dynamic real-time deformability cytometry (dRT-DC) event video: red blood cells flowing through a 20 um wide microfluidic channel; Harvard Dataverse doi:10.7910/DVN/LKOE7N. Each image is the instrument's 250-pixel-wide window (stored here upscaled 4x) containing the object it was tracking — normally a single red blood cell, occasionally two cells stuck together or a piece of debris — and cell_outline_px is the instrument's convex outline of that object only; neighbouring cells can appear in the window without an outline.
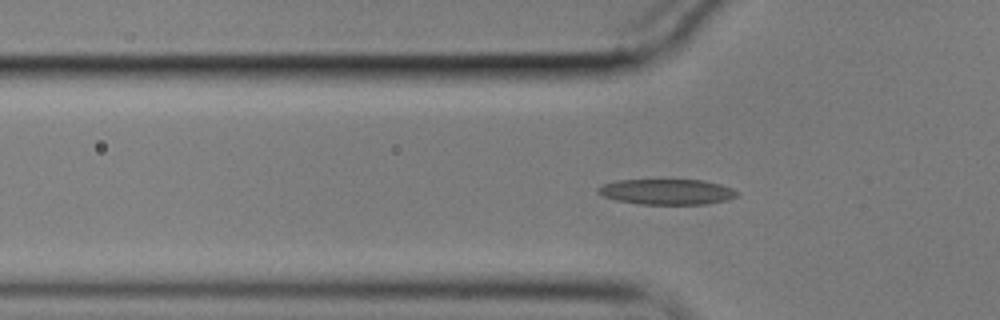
{"species": "common noctule bat (a hibernating species)", "species_latin": "Nyctalus noctula", "temperature_condition": "cold", "stored_images_in_passage": 43, "camera_frame_rate_fps": 3000, "um_per_image_px": 0.085, "animal": {"sex": "male", "body_mass_g": 17.9}, "frame": {"image": 1, "passage_image": 3, "time_ms": 0.667, "image_size_px": [1000, 320], "cell_outline_px": [[740, 192], [736, 196], [728, 200], [704, 204], [640, 204], [616, 200], [604, 196], [596, 192], [596, 188], [604, 184], [616, 180], [704, 180], [720, 184], [732, 188]], "centroid_in_image_um": [56.69, 16.3], "position_along_channel_um": 69.1, "area_um2": 20.69}}
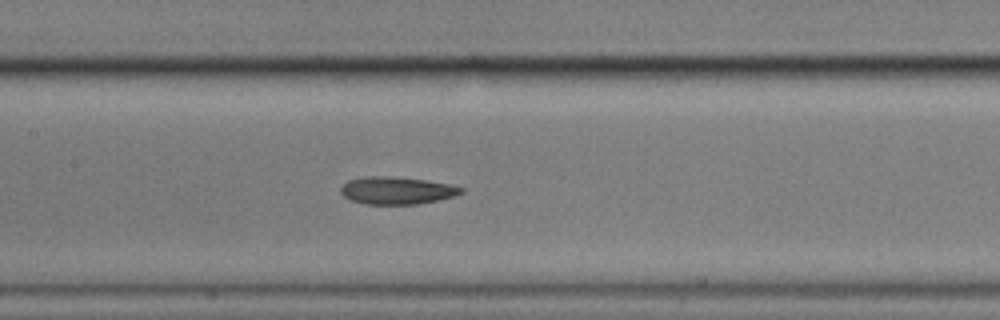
{"frame": {"image": 2, "passage_image": 12, "time_ms": 3.667, "image_size_px": [1000, 320], "cell_outline_px": [[464, 192], [456, 196], [420, 204], [364, 204], [352, 200], [344, 196], [340, 192], [340, 188], [348, 180], [364, 176], [388, 176], [424, 180], [452, 184], [464, 188]], "centroid_in_image_um": [33.76, 16.19], "position_along_channel_um": 173.6, "area_um2": 19.36}}
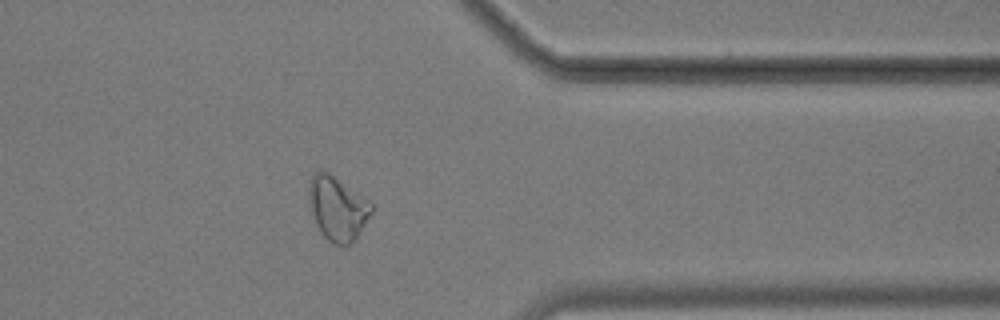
{"frame": {"image": 3, "passage_image": 31, "time_ms": 10.0, "image_size_px": [1000, 320], "cell_outline_px": [[372, 212], [356, 240], [352, 244], [344, 248], [332, 244], [320, 232], [316, 224], [312, 212], [308, 196], [308, 184], [312, 176], [320, 168], [328, 172], [368, 200], [372, 204]], "centroid_in_image_um": [28.68, 17.75], "position_along_channel_um": 382.7, "area_um2": 23.52}, "authors_computed_cell_mechanics": {"area_um2": 20.3456, "velocity_mm_per_s": 3.4679, "shape_relaxation_time_tau1_ms": null, "shape_relaxation_time_tau2_ms": 6.0061, "deformation_change_tau1": null, "deformation_change_tau2": 0.1461}}